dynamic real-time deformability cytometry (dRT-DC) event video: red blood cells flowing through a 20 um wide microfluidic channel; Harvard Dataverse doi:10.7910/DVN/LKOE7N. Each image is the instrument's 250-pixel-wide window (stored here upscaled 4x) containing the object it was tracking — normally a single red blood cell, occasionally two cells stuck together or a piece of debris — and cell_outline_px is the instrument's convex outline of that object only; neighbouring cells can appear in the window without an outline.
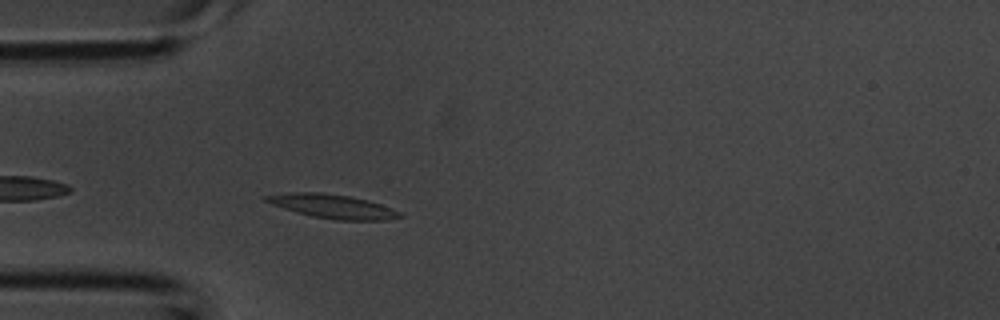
{"species": "common noctule bat (a hibernating species)", "species_latin": "Nyctalus noctula", "temperature_condition": "room temperature", "stored_images_in_passage": 2, "camera_frame_rate_fps": 3000, "um_per_image_px": 0.085, "animal": {"sex": "male", "body_mass_g": 20.1, "forearm_length_mm": 53.5}, "frame": {"image": 1, "passage_image": 2, "time_ms": 0.333, "image_size_px": [1000, 320], "cell_outline_px": [[404, 216], [384, 220], [336, 220], [312, 216], [296, 212], [272, 204], [264, 200], [264, 196], [288, 192], [320, 192], [352, 196], [368, 200], [404, 212]], "centroid_in_image_um": [28.32, 17.53], "position_along_channel_um": 56.7, "area_um2": 18.73}}